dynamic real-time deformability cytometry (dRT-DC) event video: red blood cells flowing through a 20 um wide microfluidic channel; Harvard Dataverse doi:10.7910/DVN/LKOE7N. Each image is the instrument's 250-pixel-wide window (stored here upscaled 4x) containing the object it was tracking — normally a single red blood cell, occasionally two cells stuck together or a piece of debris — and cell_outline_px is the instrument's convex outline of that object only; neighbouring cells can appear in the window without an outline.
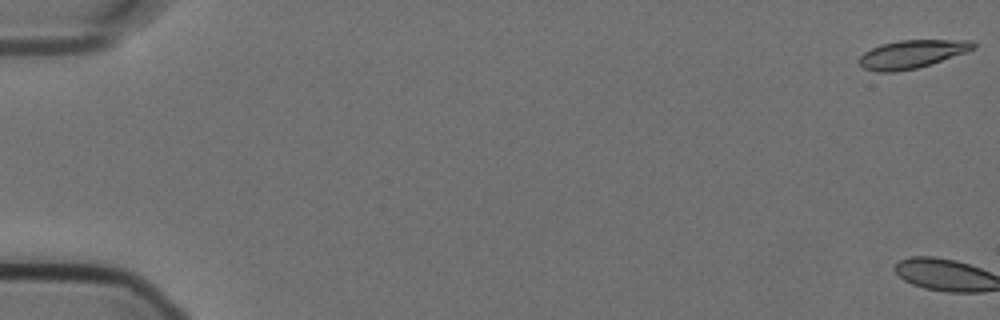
{"species": "Egyptian fruit bat (a non-hibernating species)", "species_latin": "Rousettus aegyptiacus", "temperature_condition": "cold", "stored_images_in_passage": 3, "camera_frame_rate_fps": 3000, "um_per_image_px": 0.085, "animal": {"sex": "female"}, "frame": {"image": 1, "passage_image": 1, "time_ms": 0.0, "image_size_px": [1000, 320], "cell_outline_px": [[976, 48], [968, 52], [932, 64], [916, 68], [892, 72], [876, 72], [864, 68], [856, 60], [864, 52], [880, 44], [900, 40], [972, 40], [976, 44]], "centroid_in_image_um": [77.53, 4.6], "position_along_channel_um": 7.5, "area_um2": 18.96}}